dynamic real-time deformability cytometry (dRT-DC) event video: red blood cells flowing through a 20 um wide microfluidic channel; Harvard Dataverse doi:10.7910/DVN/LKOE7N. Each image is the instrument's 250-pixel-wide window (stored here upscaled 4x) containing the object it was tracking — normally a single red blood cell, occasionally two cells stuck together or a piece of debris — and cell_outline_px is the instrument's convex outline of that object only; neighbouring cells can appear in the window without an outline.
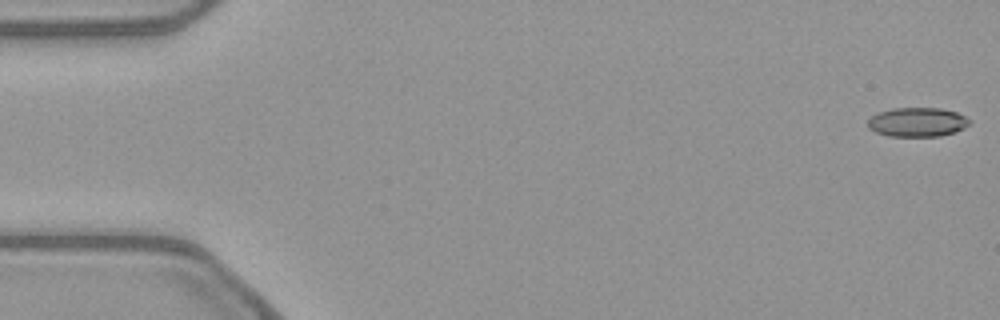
{"species": "common noctule bat (a hibernating species)", "species_latin": "Nyctalus noctula", "temperature_condition": "warm", "stored_images_in_passage": 53, "camera_frame_rate_fps": 3000, "um_per_image_px": 0.085, "animal": {"sex": "female", "body_mass_g": 21.9}, "frame": {"image": 1, "passage_image": 1, "time_ms": 0.0, "image_size_px": [1000, 320], "cell_outline_px": [[972, 124], [956, 132], [940, 136], [888, 136], [876, 132], [868, 128], [868, 120], [872, 116], [880, 112], [892, 108], [940, 108], [956, 112], [972, 120]], "centroid_in_image_um": [78.01, 10.38], "position_along_channel_um": 7.0, "area_um2": 17.4}}
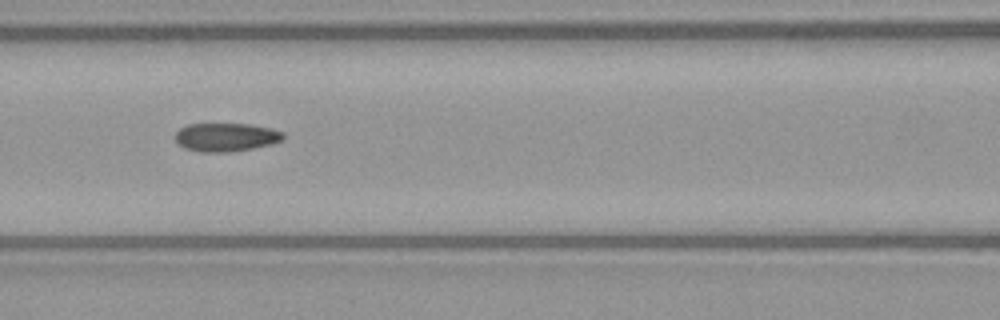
{"frame": {"image": 2, "passage_image": 23, "time_ms": 7.333, "image_size_px": [1000, 320], "cell_outline_px": [[284, 140], [272, 144], [232, 152], [200, 152], [184, 148], [176, 140], [176, 132], [180, 128], [188, 124], [252, 124], [272, 128], [284, 132]], "centroid_in_image_um": [19.25, 11.66], "position_along_channel_um": 147.3, "area_um2": 18.03}}
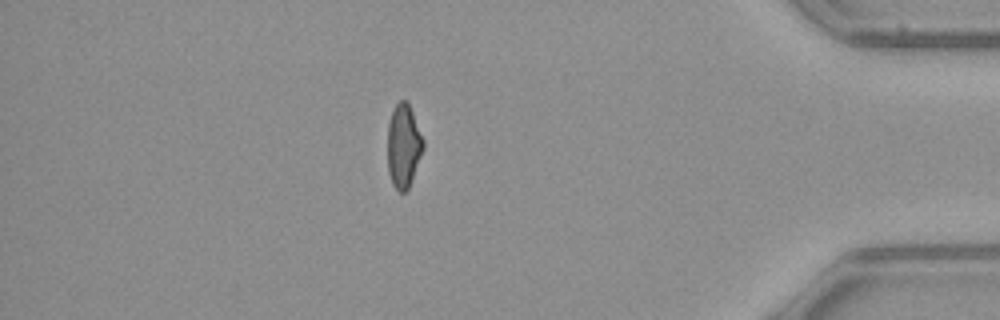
{"frame": {"image": 3, "passage_image": 46, "time_ms": 15.0, "image_size_px": [1000, 320], "cell_outline_px": [[424, 148], [412, 180], [408, 188], [404, 192], [400, 192], [392, 184], [388, 172], [388, 124], [392, 108], [400, 100], [408, 100], [424, 140]], "centroid_in_image_um": [34.3, 12.37], "position_along_channel_um": 400.9, "area_um2": 17.57}, "authors_computed_cell_mechanics": {"area_um2": 17.9758, "velocity_mm_per_s": 3.8843, "shape_relaxation_time_tau1_ms": null, "shape_relaxation_time_tau2_ms": 1.6338, "deformation_change_tau1": null, "deformation_change_tau2": 0.0785}}